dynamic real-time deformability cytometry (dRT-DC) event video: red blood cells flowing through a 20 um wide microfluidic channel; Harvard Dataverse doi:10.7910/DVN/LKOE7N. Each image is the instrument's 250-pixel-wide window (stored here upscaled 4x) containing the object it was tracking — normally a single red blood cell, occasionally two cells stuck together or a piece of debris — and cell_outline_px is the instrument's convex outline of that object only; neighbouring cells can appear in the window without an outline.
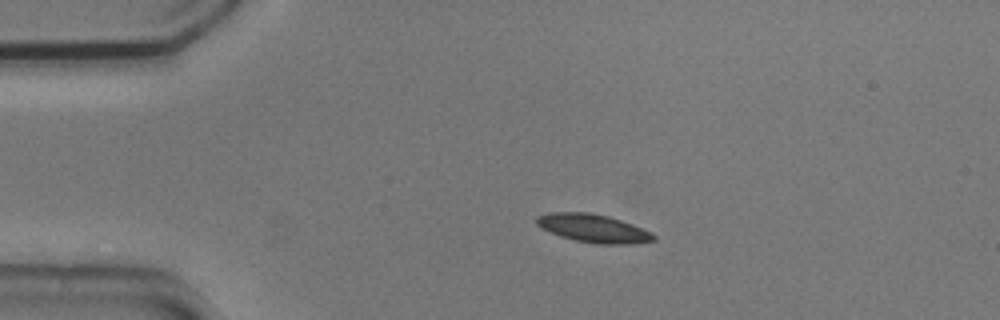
{"species": "common noctule bat (a hibernating species)", "species_latin": "Nyctalus noctula", "temperature_condition": "cold", "stored_images_in_passage": 3, "camera_frame_rate_fps": 3000, "um_per_image_px": 0.085, "animal": {"sex": "male", "body_mass_g": 20.5, "forearm_length_mm": 52.5}, "frame": {"image": 1, "passage_image": 2, "time_ms": 0.333, "image_size_px": [1000, 320], "cell_outline_px": [[656, 240], [628, 244], [596, 244], [576, 240], [560, 236], [540, 228], [536, 224], [536, 216], [552, 212], [588, 212], [608, 216], [632, 224], [652, 232], [656, 236]], "centroid_in_image_um": [50.42, 19.4], "position_along_channel_um": 34.6, "area_um2": 19.25}}